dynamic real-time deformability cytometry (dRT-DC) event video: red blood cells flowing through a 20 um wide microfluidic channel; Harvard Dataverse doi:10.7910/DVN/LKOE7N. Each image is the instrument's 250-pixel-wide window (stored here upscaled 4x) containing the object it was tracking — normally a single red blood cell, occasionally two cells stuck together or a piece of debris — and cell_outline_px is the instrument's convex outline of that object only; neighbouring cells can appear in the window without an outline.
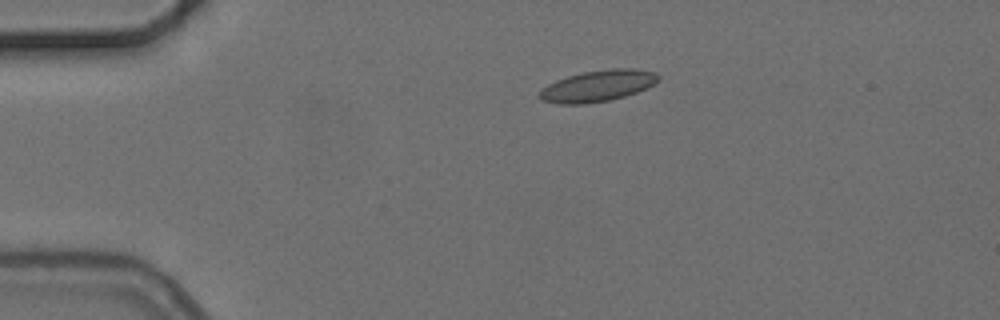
{"species": "common noctule bat (a hibernating species)", "species_latin": "Nyctalus noctula", "temperature_condition": "cold", "stored_images_in_passage": 5, "camera_frame_rate_fps": 3000, "um_per_image_px": 0.085, "animal": {"sex": "female", "body_mass_g": 24.6, "forearm_length_mm": 56.2}, "frame": {"image": 1, "passage_image": 1, "time_ms": 0.0, "image_size_px": [1000, 320], "cell_outline_px": [[660, 80], [648, 88], [624, 96], [608, 100], [584, 104], [560, 104], [540, 100], [536, 96], [540, 88], [556, 80], [568, 76], [584, 72], [612, 68], [632, 68], [656, 72], [660, 76]], "centroid_in_image_um": [50.79, 7.3], "position_along_channel_um": 34.2, "area_um2": 21.91}}
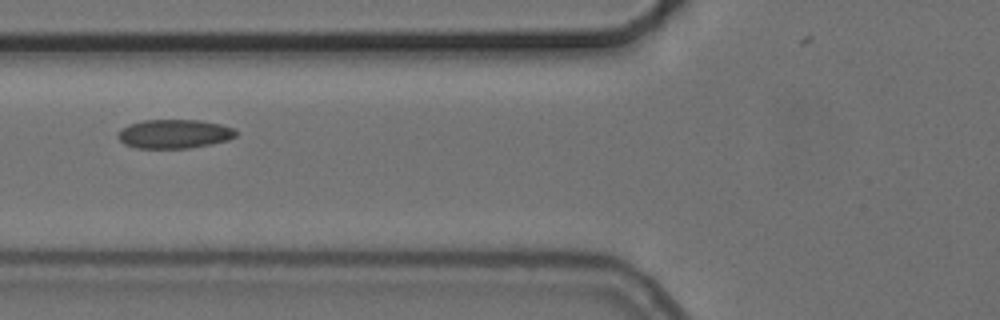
{"frame": {"image": 2, "passage_image": 4, "time_ms": 3.333, "image_size_px": [1000, 320], "cell_outline_px": [[236, 136], [228, 140], [212, 144], [188, 148], [136, 148], [124, 144], [116, 136], [128, 124], [144, 120], [200, 120], [220, 124], [236, 128]], "centroid_in_image_um": [14.84, 11.38], "position_along_channel_um": 111.0, "area_um2": 19.94}}
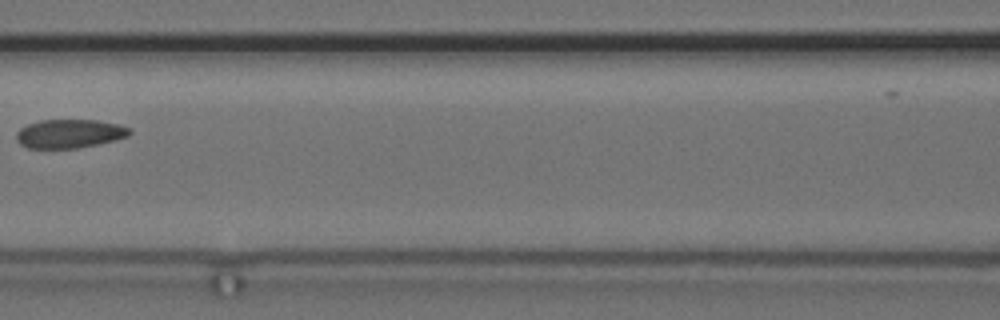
{"frame": {"image": 3, "passage_image": 5, "time_ms": 4.667, "image_size_px": [1000, 320], "cell_outline_px": [[132, 132], [128, 136], [96, 144], [76, 148], [28, 148], [20, 144], [16, 140], [16, 132], [20, 128], [28, 124], [40, 120], [96, 120], [120, 124], [132, 128]], "centroid_in_image_um": [5.9, 11.35], "position_along_channel_um": 160.7, "area_um2": 18.96}}